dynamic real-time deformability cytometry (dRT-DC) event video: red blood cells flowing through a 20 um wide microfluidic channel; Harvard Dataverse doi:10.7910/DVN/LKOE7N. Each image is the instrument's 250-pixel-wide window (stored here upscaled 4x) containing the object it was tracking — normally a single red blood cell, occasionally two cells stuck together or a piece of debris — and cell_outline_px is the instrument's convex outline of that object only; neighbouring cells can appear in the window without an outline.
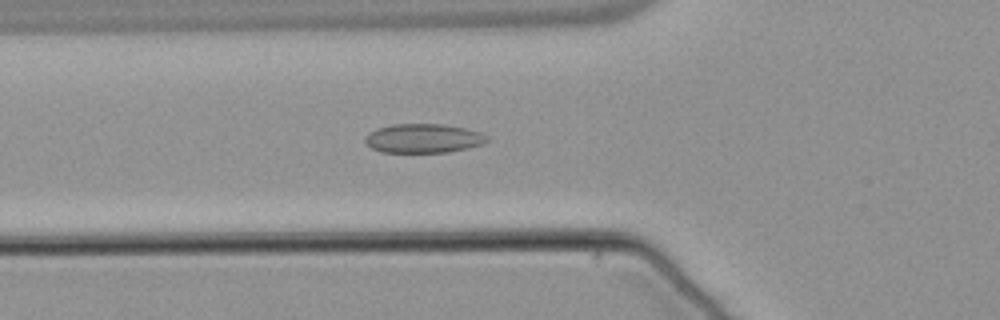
{"species": "common noctule bat (a hibernating species)", "species_latin": "Nyctalus noctula", "temperature_condition": "warm", "stored_images_in_passage": 46, "camera_frame_rate_fps": 3000, "um_per_image_px": 0.085, "animal": {"sex": "male", "body_mass_g": 21.5, "forearm_length_mm": 52.0}, "frame": {"image": 1, "passage_image": 10, "time_ms": 3.0, "image_size_px": [1000, 320], "cell_outline_px": [[488, 140], [484, 144], [468, 148], [448, 152], [384, 152], [372, 148], [364, 140], [368, 132], [376, 128], [392, 124], [444, 124], [464, 128], [480, 132], [488, 136]], "centroid_in_image_um": [36.0, 11.75], "position_along_channel_um": 89.8, "area_um2": 20.69}}
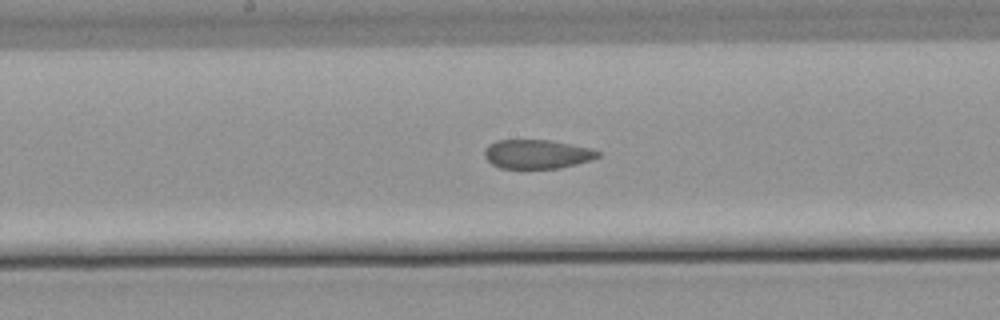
{"frame": {"image": 2, "passage_image": 19, "time_ms": 6.0, "image_size_px": [1000, 320], "cell_outline_px": [[600, 156], [592, 160], [560, 168], [500, 168], [492, 164], [484, 156], [484, 148], [488, 144], [496, 140], [552, 140], [592, 148], [600, 152]], "centroid_in_image_um": [45.65, 13.09], "position_along_channel_um": 202.5, "area_um2": 19.36}}
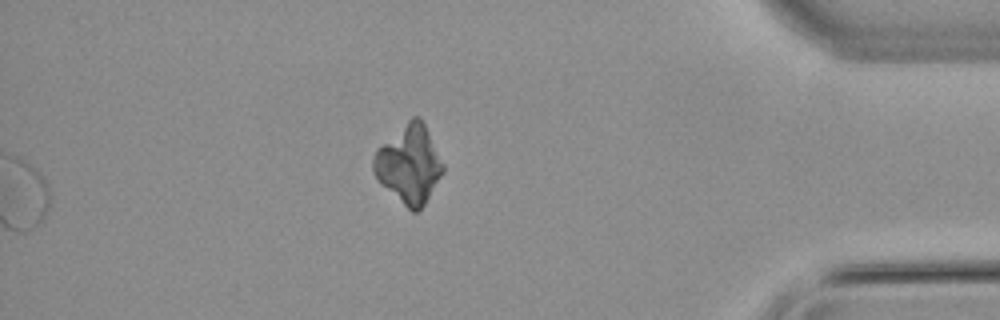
{"frame": {"image": 3, "passage_image": 46, "time_ms": 15.0, "image_size_px": [1000, 320], "cell_outline_px": [[444, 172], [424, 204], [416, 212], [412, 212], [380, 184], [372, 172], [372, 156], [376, 148], [412, 116], [420, 116], [444, 164]], "centroid_in_image_um": [34.74, 13.95], "position_along_channel_um": 400.5, "area_um2": 31.67}, "authors_computed_cell_mechanics": {"area_um2": 20.5479, "velocity_mm_per_s": 3.7523, "shape_relaxation_time_tau1_ms": null, "shape_relaxation_time_tau2_ms": 1.6502, "deformation_change_tau1": null, "deformation_change_tau2": 0.0701}}